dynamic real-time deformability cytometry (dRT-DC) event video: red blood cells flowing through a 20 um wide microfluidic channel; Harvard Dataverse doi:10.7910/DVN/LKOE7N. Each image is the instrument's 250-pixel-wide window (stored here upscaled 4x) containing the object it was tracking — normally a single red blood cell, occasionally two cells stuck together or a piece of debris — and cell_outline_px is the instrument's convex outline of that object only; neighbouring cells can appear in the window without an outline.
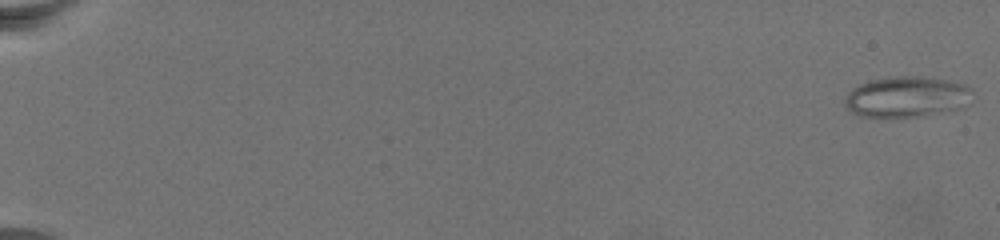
{"species": "common noctule bat (a hibernating species)", "species_latin": "Nyctalus noctula", "temperature_condition": "warm", "stored_images_in_passage": 74, "camera_frame_rate_fps": 3000, "um_per_image_px": 0.085, "animal": {"sex": "female", "body_mass_g": 19.5, "forearm_length_mm": 54.1}, "frame": {"image": 1, "passage_image": 1, "time_ms": 0.0, "image_size_px": [1000, 240], "cell_outline_px": [[972, 104], [964, 108], [948, 112], [920, 116], [860, 116], [852, 112], [844, 104], [844, 100], [848, 92], [852, 88], [860, 84], [872, 80], [896, 76], [924, 76], [948, 80], [964, 84], [972, 88]], "centroid_in_image_um": [77.17, 8.23], "position_along_channel_um": 7.8, "area_um2": 30.69}}
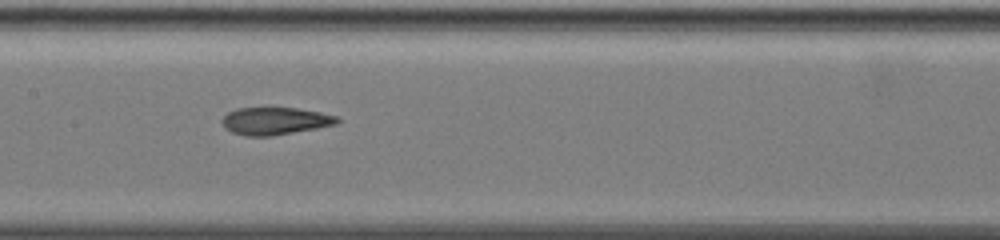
{"frame": {"image": 2, "passage_image": 41, "time_ms": 13.333, "image_size_px": [1000, 240], "cell_outline_px": [[340, 120], [336, 124], [316, 128], [272, 136], [244, 136], [232, 132], [224, 128], [220, 120], [228, 112], [236, 108], [296, 108], [320, 112], [336, 116]], "centroid_in_image_um": [23.33, 10.29], "position_along_channel_um": 184.1, "area_um2": 18.38}}
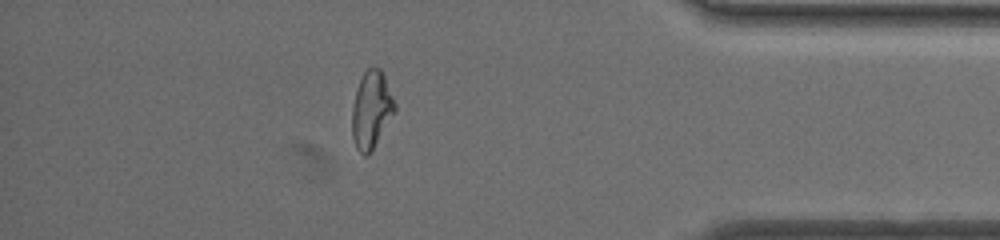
{"frame": {"image": 3, "passage_image": 66, "time_ms": 21.667, "image_size_px": [1000, 240], "cell_outline_px": [[396, 108], [368, 156], [364, 156], [356, 148], [352, 136], [352, 108], [356, 92], [360, 80], [364, 72], [368, 68], [380, 68], [384, 76], [396, 104]], "centroid_in_image_um": [31.55, 9.34], "position_along_channel_um": 403.7, "area_um2": 18.73}}